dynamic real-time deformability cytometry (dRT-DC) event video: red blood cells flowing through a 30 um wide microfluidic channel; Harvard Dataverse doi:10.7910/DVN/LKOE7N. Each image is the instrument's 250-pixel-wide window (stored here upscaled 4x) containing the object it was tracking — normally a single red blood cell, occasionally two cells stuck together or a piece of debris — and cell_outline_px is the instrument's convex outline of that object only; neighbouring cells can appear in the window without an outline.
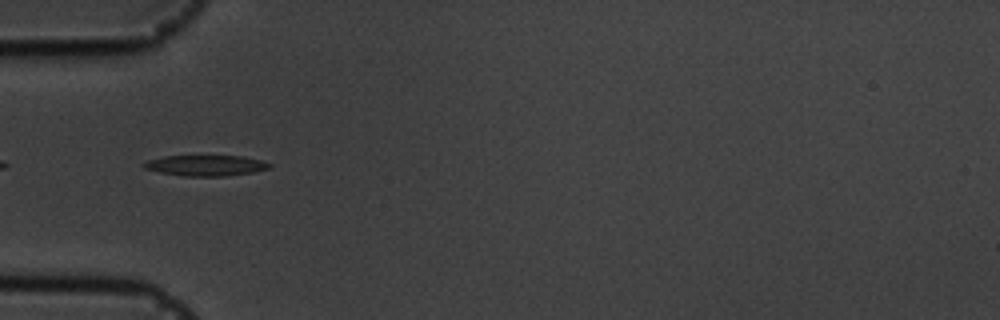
{"species": "common noctule bat (a hibernating species)", "species_latin": "Nyctalus noctula", "temperature_condition": "cold", "stored_images_in_passage": 40, "camera_frame_rate_fps": 3000, "um_per_image_px": 0.085, "animal": {"sex": "male", "body_mass_g": 19.5, "forearm_length_mm": 54.6}, "frame": {"image": 1, "passage_image": 2, "time_ms": 0.333, "image_size_px": [1000, 320], "cell_outline_px": [[272, 164], [268, 168], [252, 172], [224, 176], [184, 176], [160, 172], [144, 168], [140, 164], [148, 160], [164, 156], [240, 156], [260, 160]], "centroid_in_image_um": [17.44, 14.06], "position_along_channel_um": 67.6, "area_um2": 14.97}}
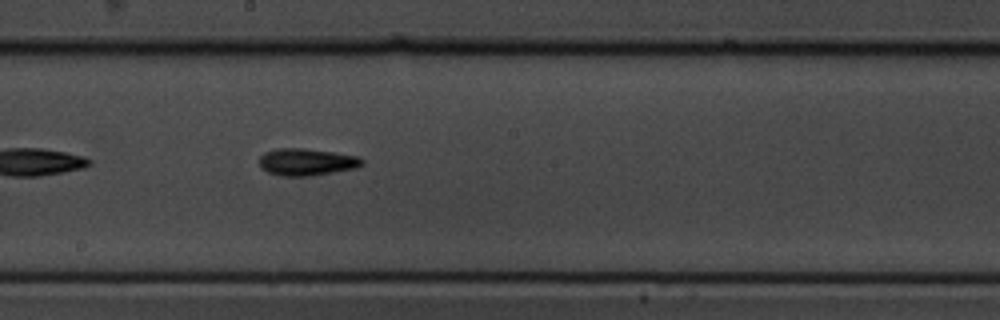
{"frame": {"image": 2, "passage_image": 15, "time_ms": 4.667, "image_size_px": [1000, 320], "cell_outline_px": [[364, 164], [356, 168], [308, 176], [280, 176], [268, 172], [260, 164], [260, 156], [264, 152], [276, 148], [304, 148], [360, 156], [364, 160]], "centroid_in_image_um": [26.08, 13.76], "position_along_channel_um": 222.1, "area_um2": 16.18}}
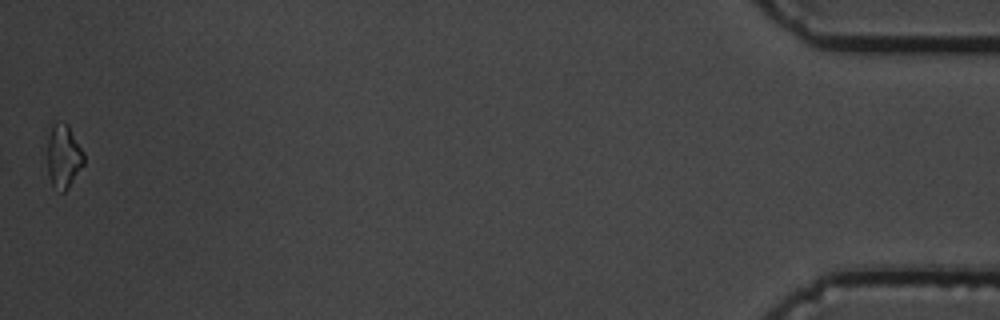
{"frame": {"image": 3, "passage_image": 40, "time_ms": 13.0, "image_size_px": [1000, 320], "cell_outline_px": [[84, 164], [68, 188], [64, 192], [60, 192], [52, 188], [48, 172], [48, 136], [52, 124], [56, 120], [68, 124], [84, 152]], "centroid_in_image_um": [5.4, 13.29], "position_along_channel_um": 429.8, "area_um2": 13.76}, "authors_computed_cell_mechanics": {"area_um2": 14.1899, "velocity_mm_per_s": 3.5824, "shape_relaxation_time_tau1_ms": 1.8886, "shape_relaxation_time_tau2_ms": null, "deformation_change_tau1": 0.1095, "deformation_change_tau2": null}}